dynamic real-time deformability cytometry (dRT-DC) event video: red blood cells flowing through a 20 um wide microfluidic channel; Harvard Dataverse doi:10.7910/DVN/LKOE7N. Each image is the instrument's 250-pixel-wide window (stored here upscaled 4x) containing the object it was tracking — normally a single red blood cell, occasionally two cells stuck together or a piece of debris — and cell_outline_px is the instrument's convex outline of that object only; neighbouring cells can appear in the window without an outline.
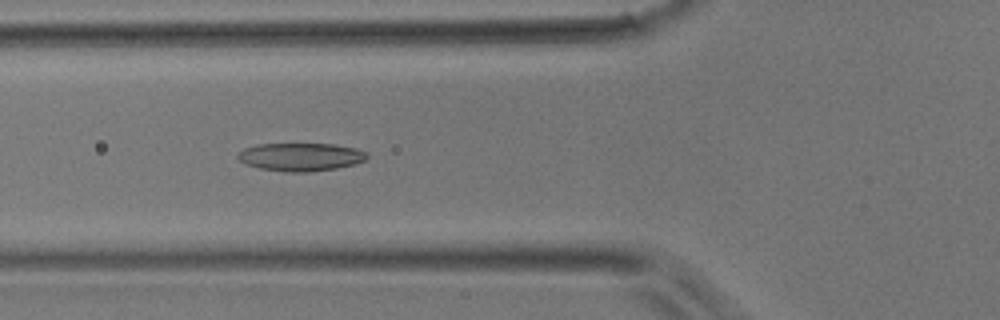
{"species": "common noctule bat (a hibernating species)", "species_latin": "Nyctalus noctula", "temperature_condition": "room temperature", "stored_images_in_passage": 46, "camera_frame_rate_fps": 3000, "um_per_image_px": 0.085, "animal": {"sex": "male", "body_mass_g": 17.9}, "frame": {"image": 1, "passage_image": 17, "time_ms": 5.333, "image_size_px": [1000, 320], "cell_outline_px": [[368, 156], [364, 160], [352, 164], [336, 168], [308, 172], [284, 172], [260, 168], [244, 164], [236, 156], [236, 152], [244, 148], [256, 144], [332, 144], [356, 148], [368, 152]], "centroid_in_image_um": [25.51, 13.33], "position_along_channel_um": 100.3, "area_um2": 21.21}}
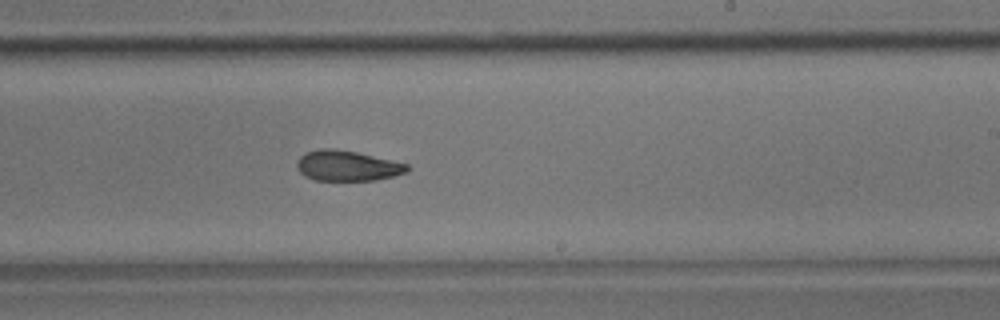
{"frame": {"image": 2, "passage_image": 28, "time_ms": 9.0, "image_size_px": [1000, 320], "cell_outline_px": [[408, 172], [376, 180], [316, 180], [304, 176], [300, 172], [296, 164], [300, 156], [304, 152], [320, 148], [336, 148], [356, 152], [408, 164]], "centroid_in_image_um": [29.48, 14.08], "position_along_channel_um": 259.5, "area_um2": 19.48}}
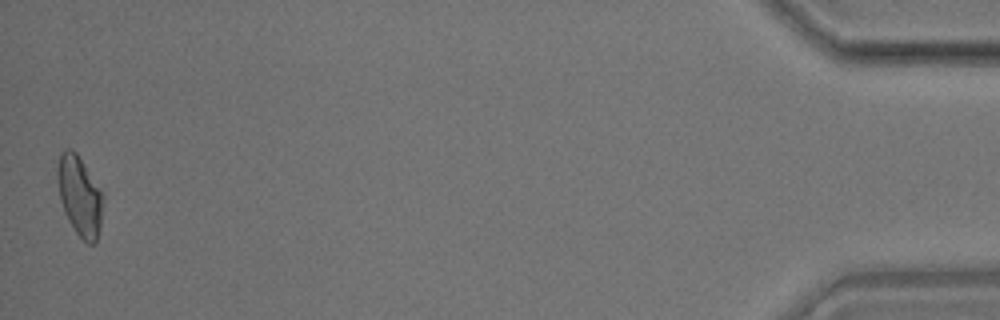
{"frame": {"image": 3, "passage_image": 46, "time_ms": 15.0, "image_size_px": [1000, 320], "cell_outline_px": [[104, 196], [100, 228], [96, 240], [92, 244], [88, 244], [76, 232], [68, 220], [64, 212], [60, 200], [56, 176], [56, 168], [60, 156], [64, 148], [72, 148], [76, 152], [100, 188]], "centroid_in_image_um": [6.76, 16.63], "position_along_channel_um": 428.4, "area_um2": 21.27}}